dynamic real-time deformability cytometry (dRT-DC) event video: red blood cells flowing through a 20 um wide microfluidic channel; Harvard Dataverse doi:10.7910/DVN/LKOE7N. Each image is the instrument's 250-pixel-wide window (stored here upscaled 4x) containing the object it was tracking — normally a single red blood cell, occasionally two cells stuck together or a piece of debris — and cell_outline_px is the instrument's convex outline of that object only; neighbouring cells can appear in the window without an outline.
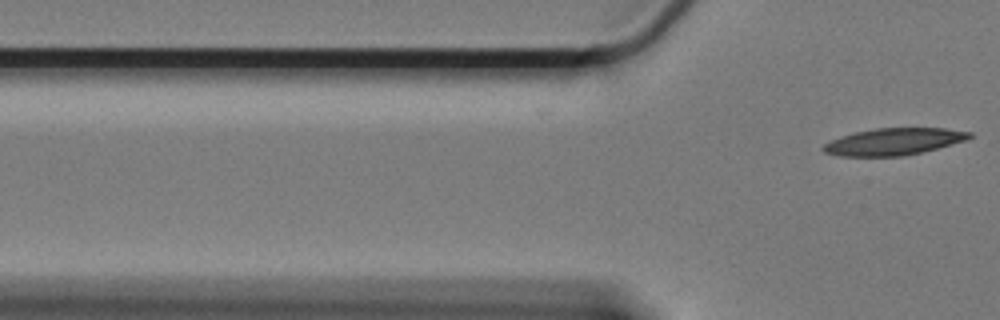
{"species": "Egyptian fruit bat (a non-hibernating species)", "species_latin": "Rousettus aegyptiacus", "temperature_condition": "cold", "stored_images_in_passage": 6, "camera_frame_rate_fps": 3000, "um_per_image_px": 0.085, "animal": {"sex": "female"}, "frame": {"image": 1, "passage_image": 6, "time_ms": 1.667, "image_size_px": [1000, 320], "cell_outline_px": [[972, 136], [964, 140], [936, 148], [904, 156], [840, 156], [824, 152], [820, 148], [824, 144], [840, 136], [856, 132], [876, 128], [944, 128], [972, 132]], "centroid_in_image_um": [75.92, 12.03], "position_along_channel_um": 49.9, "area_um2": 22.66}}